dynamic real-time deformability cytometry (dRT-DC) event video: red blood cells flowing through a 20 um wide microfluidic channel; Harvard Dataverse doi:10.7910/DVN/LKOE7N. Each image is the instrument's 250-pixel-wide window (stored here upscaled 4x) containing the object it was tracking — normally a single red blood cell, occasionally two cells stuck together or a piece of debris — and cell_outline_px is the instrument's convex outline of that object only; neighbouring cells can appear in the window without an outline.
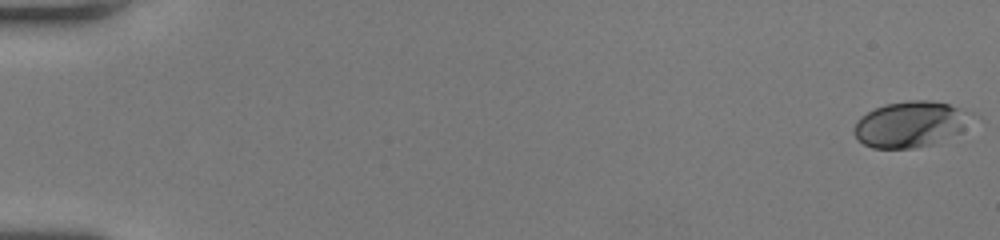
{"species": "human", "species_latin": "Homo sapiens", "temperature_condition": "room temperature", "stored_images_in_passage": 54, "camera_frame_rate_fps": 3000, "um_per_image_px": 0.085, "donor": {"sex": "female"}, "frame": {"image": 1, "passage_image": 1, "time_ms": 0.0, "image_size_px": [1000, 240], "cell_outline_px": [[984, 120], [960, 132], [932, 144], [912, 148], [872, 148], [856, 140], [852, 128], [856, 120], [860, 116], [884, 104], [908, 100], [928, 100], [948, 104], [972, 112], [980, 116]], "centroid_in_image_um": [77.5, 10.55], "position_along_channel_um": 7.5, "area_um2": 32.48}}
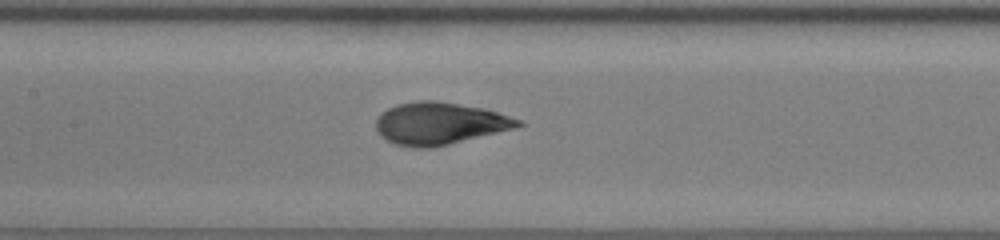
{"frame": {"image": 2, "passage_image": 28, "time_ms": 9.0, "image_size_px": [1000, 240], "cell_outline_px": [[524, 124], [516, 128], [432, 148], [412, 148], [396, 144], [380, 136], [376, 128], [376, 120], [388, 108], [396, 104], [420, 100], [436, 100], [484, 108], [520, 120]], "centroid_in_image_um": [37.36, 10.49], "position_along_channel_um": 170.0, "area_um2": 34.8}}
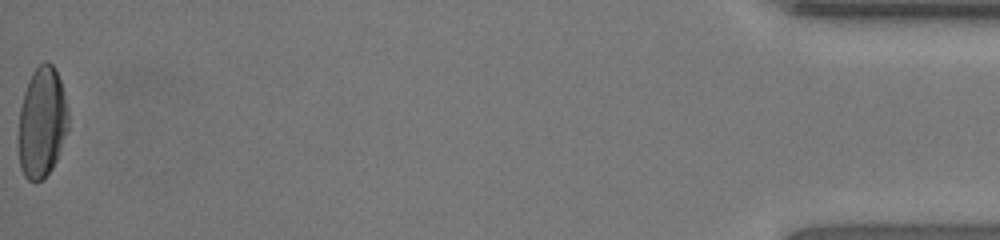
{"frame": {"image": 3, "passage_image": 54, "time_ms": 17.667, "image_size_px": [1000, 240], "cell_outline_px": [[68, 132], [56, 160], [52, 168], [36, 184], [28, 180], [24, 176], [20, 168], [16, 136], [20, 108], [24, 92], [28, 80], [32, 72], [44, 60], [48, 60], [52, 64], [60, 80], [64, 92], [68, 108]], "centroid_in_image_um": [3.54, 10.43], "position_along_channel_um": 431.7, "area_um2": 32.89}, "authors_computed_cell_mechanics": {"area_um2": 32.3391, "velocity_mm_per_s": 4.0936, "shape_relaxation_time_tau1_ms": 3.2314, "shape_relaxation_time_tau2_ms": null, "deformation_change_tau1": 0.1832, "deformation_change_tau2": null}}